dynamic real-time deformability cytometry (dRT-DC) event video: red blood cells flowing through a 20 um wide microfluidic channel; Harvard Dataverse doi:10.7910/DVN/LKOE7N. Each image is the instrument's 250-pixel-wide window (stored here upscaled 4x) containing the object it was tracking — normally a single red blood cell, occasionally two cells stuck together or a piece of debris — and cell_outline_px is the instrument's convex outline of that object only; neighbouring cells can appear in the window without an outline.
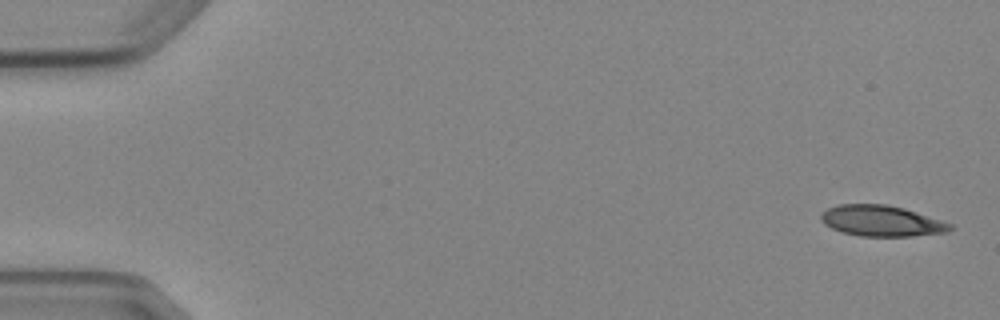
{"species": "Egyptian fruit bat (a non-hibernating species)", "species_latin": "Rousettus aegyptiacus", "temperature_condition": "cold", "stored_images_in_passage": 5, "camera_frame_rate_fps": 3000, "um_per_image_px": 0.085, "animal": {"sex": "female"}, "frame": {"image": 1, "passage_image": 1, "time_ms": 0.0, "image_size_px": [1000, 320], "cell_outline_px": [[952, 228], [944, 232], [912, 236], [860, 236], [840, 232], [824, 224], [820, 220], [820, 216], [828, 208], [836, 204], [888, 204], [904, 208], [952, 224]], "centroid_in_image_um": [74.87, 18.77], "position_along_channel_um": 10.1, "area_um2": 23.12}}
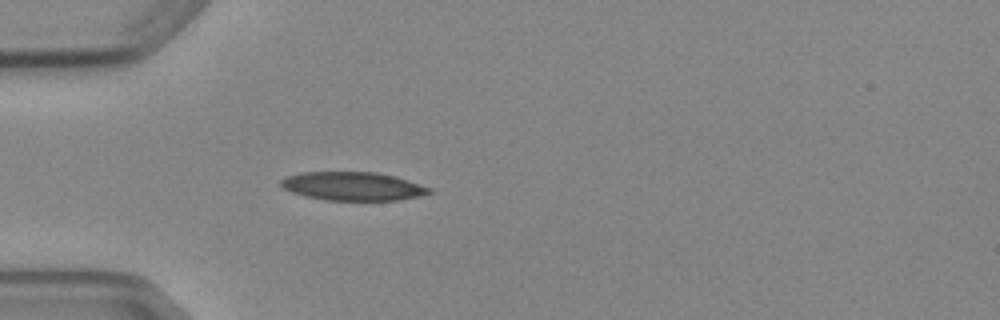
{"frame": {"image": 2, "passage_image": 5, "time_ms": 4.667, "image_size_px": [1000, 320], "cell_outline_px": [[432, 192], [420, 196], [400, 200], [324, 200], [292, 192], [284, 188], [280, 184], [280, 180], [288, 176], [300, 172], [376, 172], [396, 176], [432, 188]], "centroid_in_image_um": [30.02, 15.82], "position_along_channel_um": 55.0, "area_um2": 24.62}}